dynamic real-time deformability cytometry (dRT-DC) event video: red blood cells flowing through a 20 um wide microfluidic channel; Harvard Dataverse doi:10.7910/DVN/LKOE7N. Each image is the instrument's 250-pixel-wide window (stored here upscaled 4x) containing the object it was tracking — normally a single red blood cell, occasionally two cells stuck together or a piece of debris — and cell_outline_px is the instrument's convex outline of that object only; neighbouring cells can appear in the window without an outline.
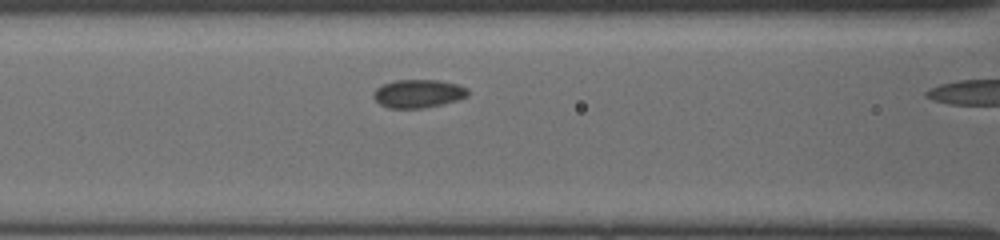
{"species": "common noctule bat (a hibernating species)", "species_latin": "Nyctalus noctula", "temperature_condition": "cold", "stored_images_in_passage": 8, "camera_frame_rate_fps": 3000, "um_per_image_px": 0.085, "animal": {"sex": "female", "body_mass_g": 19.5, "forearm_length_mm": 54.1}, "frame": {"image": 1, "passage_image": 7, "time_ms": 3.0, "image_size_px": [1000, 240], "cell_outline_px": [[468, 96], [456, 100], [424, 108], [388, 108], [380, 104], [372, 96], [372, 92], [376, 88], [384, 84], [396, 80], [440, 80], [456, 84], [468, 88]], "centroid_in_image_um": [35.53, 7.95], "position_along_channel_um": 131.1, "area_um2": 15.49}}